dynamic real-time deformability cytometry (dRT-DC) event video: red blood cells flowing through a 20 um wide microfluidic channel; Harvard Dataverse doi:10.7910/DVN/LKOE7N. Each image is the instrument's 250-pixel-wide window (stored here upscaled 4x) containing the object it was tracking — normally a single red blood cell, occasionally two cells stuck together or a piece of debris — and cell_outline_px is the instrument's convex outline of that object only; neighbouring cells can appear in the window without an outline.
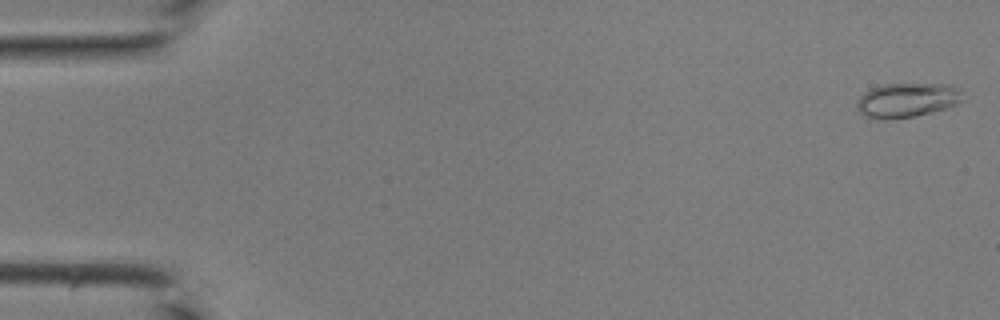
{"species": "common noctule bat (a hibernating species)", "species_latin": "Nyctalus noctula", "temperature_condition": "room temperature", "stored_images_in_passage": 42, "camera_frame_rate_fps": 3000, "um_per_image_px": 0.085, "animal": {"sex": "male", "body_mass_g": 19.0, "forearm_length_mm": 50.8}, "frame": {"image": 1, "passage_image": 1, "time_ms": 0.0, "image_size_px": [1000, 320], "cell_outline_px": [[960, 100], [956, 104], [932, 112], [912, 116], [884, 120], [868, 116], [860, 112], [856, 108], [856, 100], [864, 92], [872, 88], [884, 84], [952, 84], [960, 92]], "centroid_in_image_um": [77.04, 8.5], "position_along_channel_um": 8.0, "area_um2": 20.87}}
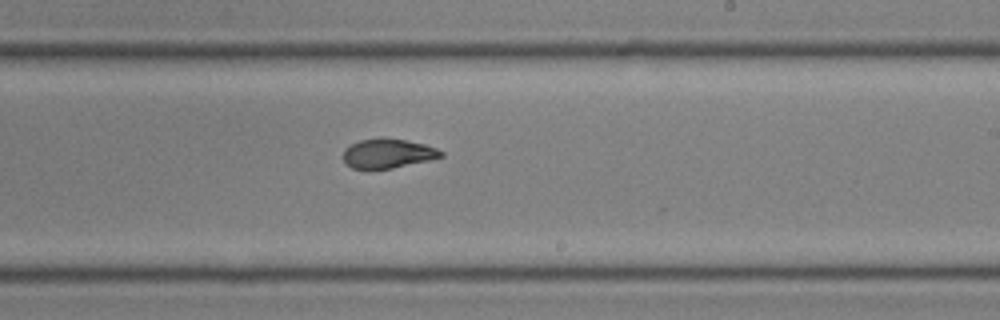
{"frame": {"image": 2, "passage_image": 26, "time_ms": 8.333, "image_size_px": [1000, 320], "cell_outline_px": [[444, 156], [432, 160], [392, 168], [368, 172], [352, 168], [344, 164], [344, 148], [360, 140], [404, 140], [424, 144], [436, 148], [444, 152]], "centroid_in_image_um": [32.95, 13.12], "position_along_channel_um": 256.1, "area_um2": 16.82}}
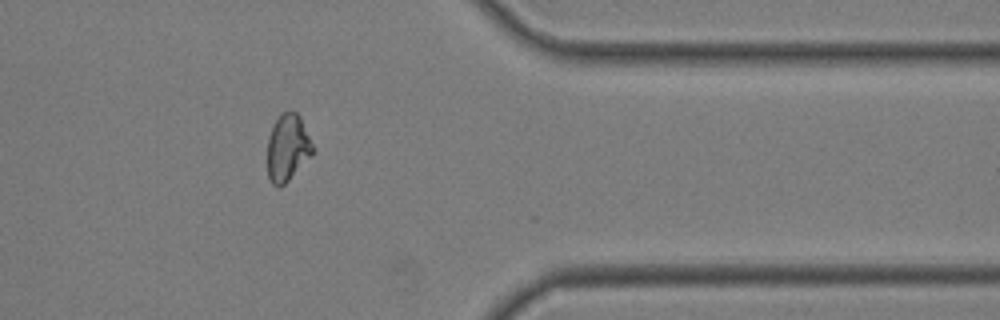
{"frame": {"image": 3, "passage_image": 35, "time_ms": 11.333, "image_size_px": [1000, 320], "cell_outline_px": [[316, 148], [312, 156], [280, 188], [276, 188], [272, 184], [268, 176], [268, 136], [280, 112], [296, 112], [300, 116]], "centroid_in_image_um": [24.47, 12.57], "position_along_channel_um": 386.9, "area_um2": 17.92}}